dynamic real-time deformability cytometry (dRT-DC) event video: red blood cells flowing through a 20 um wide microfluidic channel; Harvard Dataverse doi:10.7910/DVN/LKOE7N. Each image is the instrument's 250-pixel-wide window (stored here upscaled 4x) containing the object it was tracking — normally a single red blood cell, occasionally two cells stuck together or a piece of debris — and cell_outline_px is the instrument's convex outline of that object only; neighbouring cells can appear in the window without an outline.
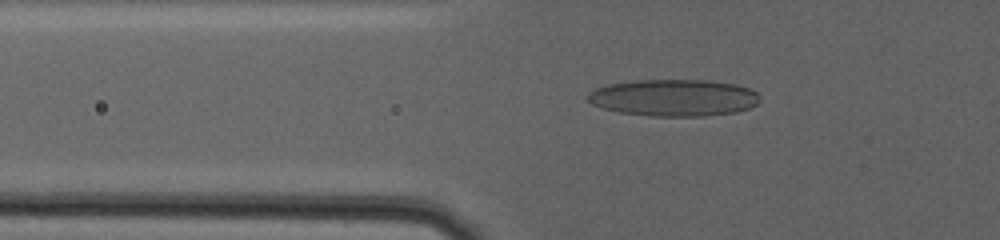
{"species": "human", "species_latin": "Homo sapiens", "temperature_condition": "warm", "stored_images_in_passage": 65, "camera_frame_rate_fps": 3000, "um_per_image_px": 0.085, "donor": {"sex": "female"}, "frame": {"image": 1, "passage_image": 18, "time_ms": 5.667, "image_size_px": [1000, 240], "cell_outline_px": [[760, 100], [756, 104], [748, 108], [736, 112], [704, 116], [652, 116], [620, 112], [604, 108], [592, 104], [584, 96], [588, 92], [596, 88], [608, 84], [632, 80], [708, 80], [736, 84], [748, 88], [756, 92], [760, 96]], "centroid_in_image_um": [57.25, 8.3], "position_along_channel_um": 68.5, "area_um2": 37.11}}
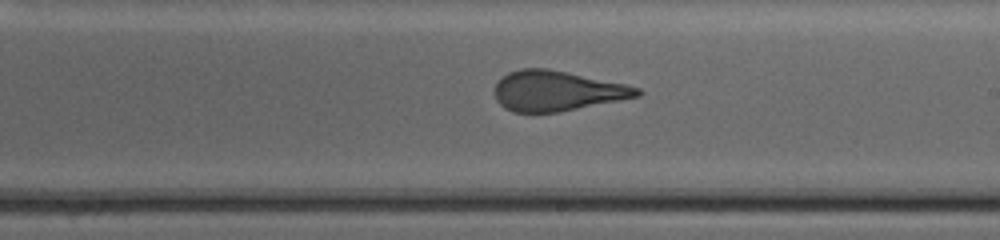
{"frame": {"image": 2, "passage_image": 38, "time_ms": 12.333, "image_size_px": [1000, 240], "cell_outline_px": [[644, 92], [640, 96], [560, 112], [512, 112], [504, 108], [496, 100], [492, 92], [496, 84], [508, 72], [520, 68], [548, 68], [624, 84], [640, 88]], "centroid_in_image_um": [47.31, 7.73], "position_along_channel_um": 241.7, "area_um2": 33.41}}
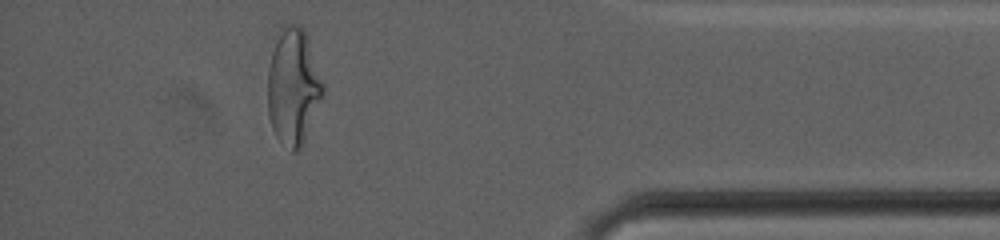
{"frame": {"image": 3, "passage_image": 59, "time_ms": 19.333, "image_size_px": [1000, 240], "cell_outline_px": [[324, 96], [300, 152], [292, 152], [276, 136], [272, 128], [268, 116], [268, 68], [272, 52], [284, 24], [296, 24], [304, 28], [324, 84]], "centroid_in_image_um": [24.95, 7.43], "position_along_channel_um": 410.3, "area_um2": 37.57}, "authors_computed_cell_mechanics": {"area_um2": 34.2176, "velocity_mm_per_s": 2.775, "shape_relaxation_time_tau1_ms": null, "shape_relaxation_time_tau2_ms": 1.0336, "deformation_change_tau1": null, "deformation_change_tau2": 0.1042}}